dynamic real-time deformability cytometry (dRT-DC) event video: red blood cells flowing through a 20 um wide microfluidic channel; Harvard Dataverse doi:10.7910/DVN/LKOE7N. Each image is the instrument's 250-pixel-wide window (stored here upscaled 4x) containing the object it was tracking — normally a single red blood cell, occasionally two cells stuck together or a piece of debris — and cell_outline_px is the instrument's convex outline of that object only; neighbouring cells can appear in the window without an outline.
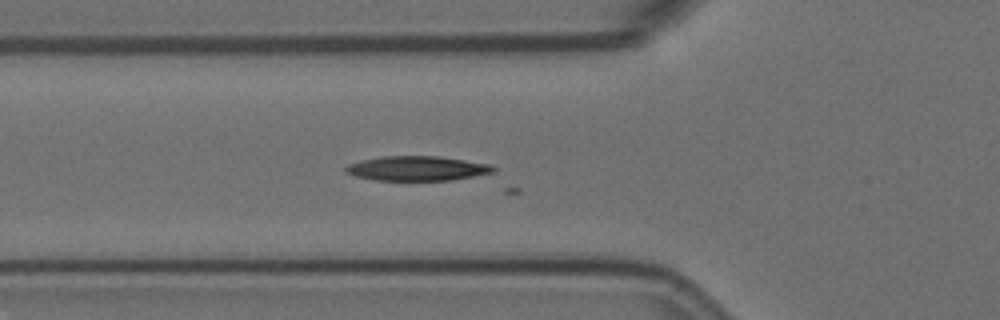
{"species": "Egyptian fruit bat (a non-hibernating species)", "species_latin": "Rousettus aegyptiacus", "temperature_condition": "room temperature", "stored_images_in_passage": 14, "camera_frame_rate_fps": 3000, "um_per_image_px": 0.085, "animal": {"sex": "female"}, "frame": {"image": 1, "passage_image": 4, "time_ms": 1.0, "image_size_px": [1000, 320], "cell_outline_px": [[496, 172], [452, 180], [376, 180], [356, 176], [344, 172], [344, 168], [348, 164], [380, 156], [436, 156], [464, 160], [488, 164], [496, 168]], "centroid_in_image_um": [35.45, 14.31], "position_along_channel_um": 90.4, "area_um2": 21.04}}
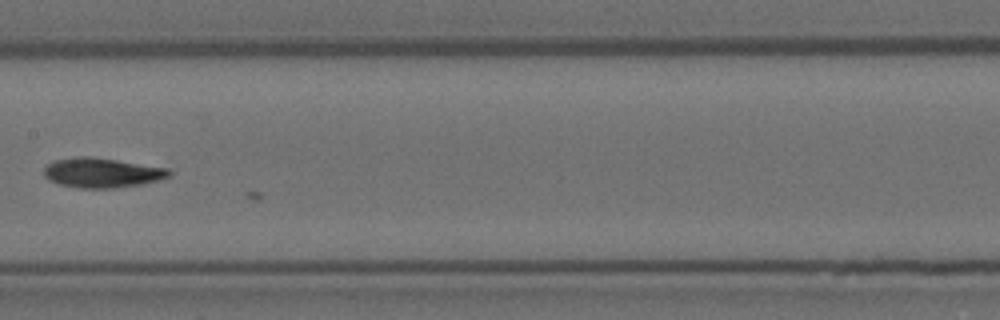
{"frame": {"image": 2, "passage_image": 13, "time_ms": 4.0, "image_size_px": [1000, 320], "cell_outline_px": [[172, 172], [168, 176], [160, 180], [140, 184], [112, 188], [80, 188], [60, 184], [48, 180], [44, 176], [44, 168], [48, 164], [56, 160], [76, 156], [88, 156], [116, 160], [168, 168]], "centroid_in_image_um": [8.65, 14.68], "position_along_channel_um": 198.8, "area_um2": 21.5}}